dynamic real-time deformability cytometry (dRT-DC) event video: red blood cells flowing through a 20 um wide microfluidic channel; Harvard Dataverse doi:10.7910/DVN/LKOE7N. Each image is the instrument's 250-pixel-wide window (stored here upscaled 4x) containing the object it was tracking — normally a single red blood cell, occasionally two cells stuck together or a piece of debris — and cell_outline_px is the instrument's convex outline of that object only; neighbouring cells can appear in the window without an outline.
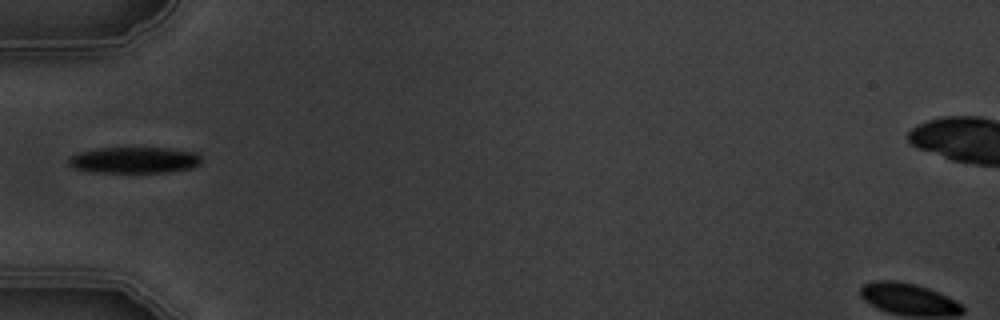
{"species": "common noctule bat (a hibernating species)", "species_latin": "Nyctalus noctula", "temperature_condition": "warm", "stored_images_in_passage": 4, "camera_frame_rate_fps": 3000, "um_per_image_px": 0.085, "animal": {"sex": "male", "body_mass_g": 19.5, "forearm_length_mm": 54.6}, "frame": {"image": 1, "passage_image": 4, "time_ms": 4.667, "image_size_px": [1000, 320], "cell_outline_px": [[200, 164], [192, 168], [168, 172], [92, 172], [76, 168], [68, 164], [68, 156], [80, 152], [96, 148], [168, 148], [196, 152], [200, 156]], "centroid_in_image_um": [11.41, 13.6], "position_along_channel_um": 73.6, "area_um2": 20.29}}